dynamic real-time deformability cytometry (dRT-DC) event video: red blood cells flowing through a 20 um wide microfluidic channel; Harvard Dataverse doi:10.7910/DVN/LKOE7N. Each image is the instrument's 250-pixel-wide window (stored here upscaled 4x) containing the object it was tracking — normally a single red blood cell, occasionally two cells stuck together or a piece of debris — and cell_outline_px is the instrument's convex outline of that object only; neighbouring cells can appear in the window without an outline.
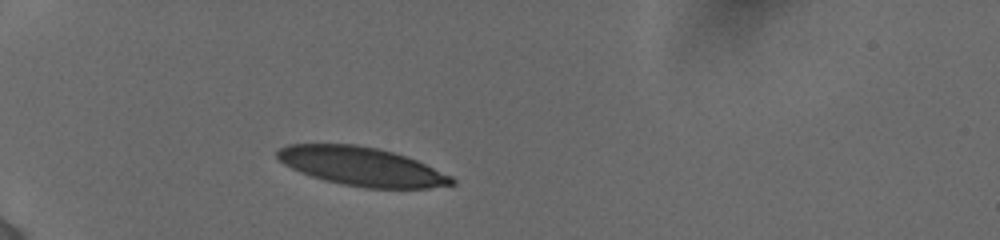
{"species": "human", "species_latin": "Homo sapiens", "temperature_condition": "cold", "stored_images_in_passage": 3, "camera_frame_rate_fps": 3000, "um_per_image_px": 0.085, "donor": {"sex": "female"}, "frame": {"image": 1, "passage_image": 1, "time_ms": 0.0, "image_size_px": [1000, 240], "cell_outline_px": [[456, 184], [428, 188], [364, 188], [340, 184], [324, 180], [300, 172], [284, 164], [276, 156], [276, 152], [280, 148], [288, 144], [356, 144], [376, 148], [392, 152], [416, 160], [452, 176], [456, 180]], "centroid_in_image_um": [30.74, 14.15], "position_along_channel_um": 54.3, "area_um2": 39.19}}